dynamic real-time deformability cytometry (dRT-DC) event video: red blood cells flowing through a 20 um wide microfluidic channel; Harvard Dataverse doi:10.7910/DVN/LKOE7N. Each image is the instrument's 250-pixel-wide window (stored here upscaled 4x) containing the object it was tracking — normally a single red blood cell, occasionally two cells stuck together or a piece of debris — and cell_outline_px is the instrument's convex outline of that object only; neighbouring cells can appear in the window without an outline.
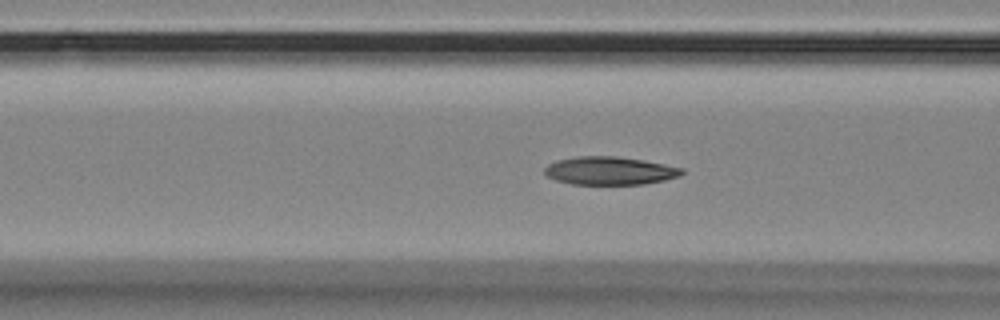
{"species": "Egyptian fruit bat (a non-hibernating species)", "species_latin": "Rousettus aegyptiacus", "temperature_condition": "room temperature", "stored_images_in_passage": 57, "camera_frame_rate_fps": 3000, "um_per_image_px": 0.085, "animal": {"sex": "female"}, "frame": {"image": 1, "passage_image": 22, "time_ms": 7.0, "image_size_px": [1000, 320], "cell_outline_px": [[684, 172], [680, 176], [664, 180], [644, 184], [572, 184], [556, 180], [548, 176], [544, 172], [544, 168], [548, 164], [556, 160], [580, 156], [616, 156], [664, 164], [684, 168]], "centroid_in_image_um": [51.83, 14.51], "position_along_channel_um": 114.8, "area_um2": 22.37}}
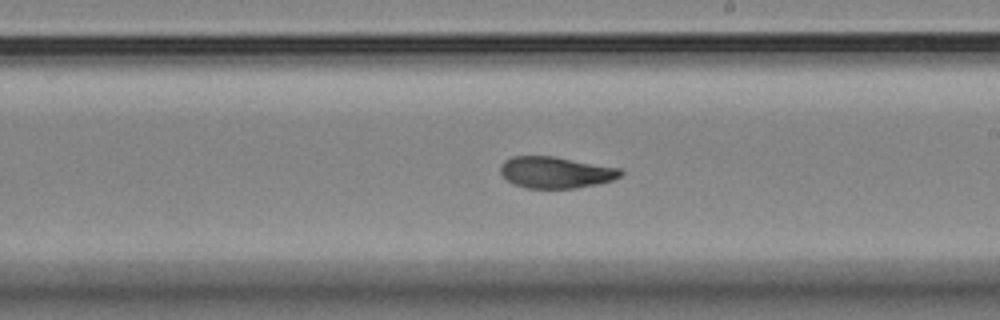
{"frame": {"image": 2, "passage_image": 33, "time_ms": 10.667, "image_size_px": [1000, 320], "cell_outline_px": [[624, 172], [620, 176], [612, 180], [596, 184], [576, 188], [524, 188], [512, 184], [500, 172], [500, 164], [504, 160], [512, 156], [552, 156], [620, 168]], "centroid_in_image_um": [47.2, 14.65], "position_along_channel_um": 241.8, "area_um2": 22.02}}
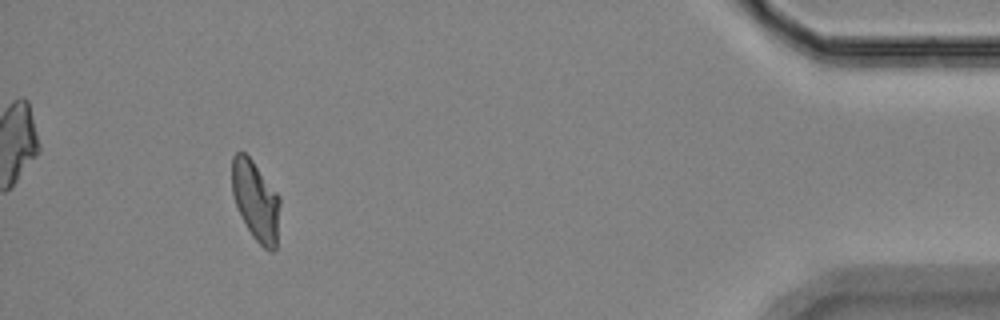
{"frame": {"image": 3, "passage_image": 53, "time_ms": 17.333, "image_size_px": [1000, 320], "cell_outline_px": [[280, 204], [276, 248], [272, 252], [268, 252], [252, 236], [236, 204], [232, 192], [232, 156], [236, 152], [244, 152], [252, 160], [280, 196]], "centroid_in_image_um": [21.75, 17.06], "position_along_channel_um": 413.4, "area_um2": 22.14}, "authors_computed_cell_mechanics": {"area_um2": 22.1952, "velocity_mm_per_s": 3.4613, "shape_relaxation_time_tau1_ms": null, "shape_relaxation_time_tau2_ms": 2.2567, "deformation_change_tau1": null, "deformation_change_tau2": 0.072}}